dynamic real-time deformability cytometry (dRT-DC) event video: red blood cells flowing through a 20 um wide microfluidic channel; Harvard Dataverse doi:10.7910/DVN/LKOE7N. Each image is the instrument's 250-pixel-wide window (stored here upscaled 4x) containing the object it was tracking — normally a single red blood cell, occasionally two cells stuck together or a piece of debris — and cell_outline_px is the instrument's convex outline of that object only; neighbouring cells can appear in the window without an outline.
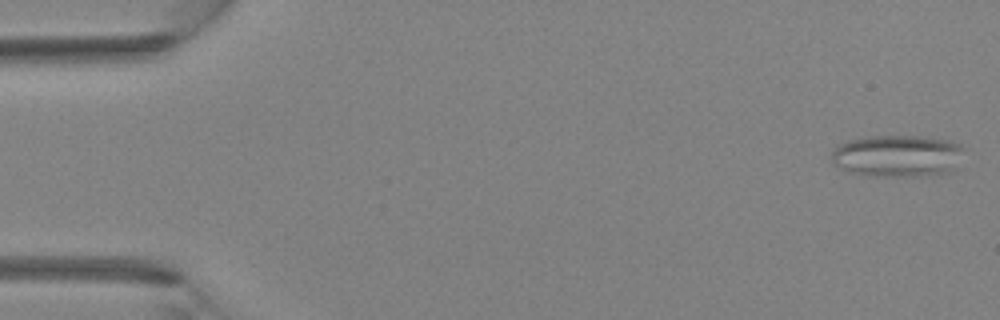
{"species": "Egyptian fruit bat (a non-hibernating species)", "species_latin": "Rousettus aegyptiacus", "temperature_condition": "room temperature", "stored_images_in_passage": 40, "camera_frame_rate_fps": 3000, "um_per_image_px": 0.085, "animal": {"sex": "female"}, "frame": {"image": 1, "passage_image": 1, "time_ms": 0.0, "image_size_px": [1000, 320], "cell_outline_px": [[964, 148], [952, 168], [948, 172], [920, 176], [868, 176], [848, 172], [840, 168], [832, 160], [832, 152], [836, 144], [848, 140], [868, 136], [920, 136], [948, 140], [960, 144]], "centroid_in_image_um": [76.21, 13.24], "position_along_channel_um": 8.8, "area_um2": 32.31}}
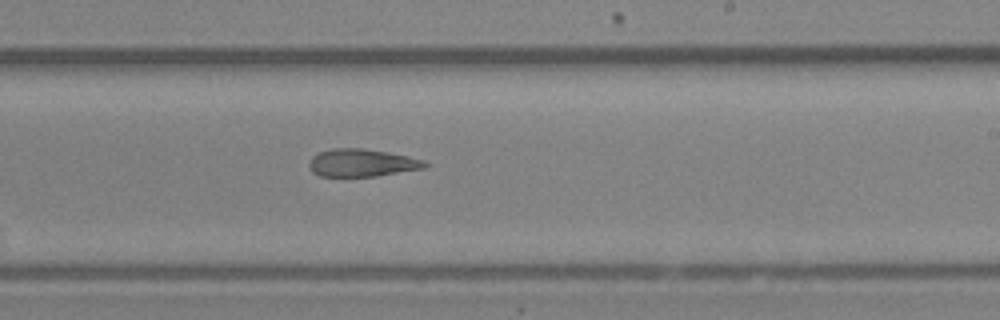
{"frame": {"image": 2, "passage_image": 24, "time_ms": 7.667, "image_size_px": [1000, 320], "cell_outline_px": [[428, 164], [424, 168], [376, 176], [320, 176], [312, 172], [308, 164], [312, 156], [320, 152], [332, 148], [364, 148], [388, 152], [408, 156], [424, 160]], "centroid_in_image_um": [30.74, 13.83], "position_along_channel_um": 258.3, "area_um2": 18.61}}
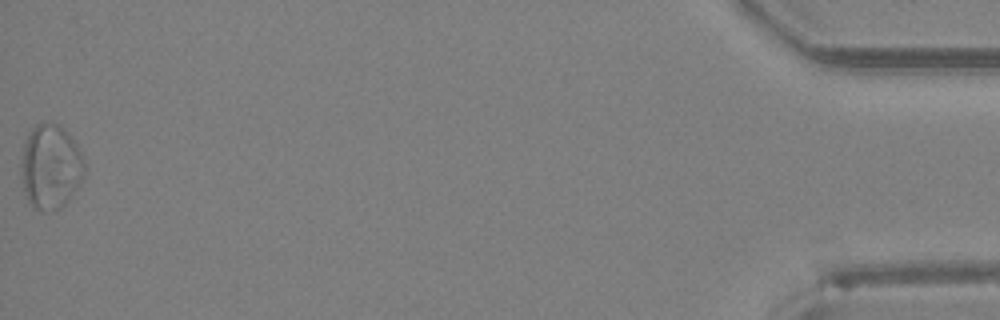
{"frame": {"image": 3, "passage_image": 40, "time_ms": 13.0, "image_size_px": [1000, 320], "cell_outline_px": [[84, 176], [80, 184], [68, 200], [60, 208], [52, 212], [40, 212], [32, 208], [24, 192], [20, 168], [24, 144], [32, 128], [36, 124], [56, 124], [76, 144], [84, 160]], "centroid_in_image_um": [4.28, 14.26], "position_along_channel_um": 430.9, "area_um2": 30.98}}